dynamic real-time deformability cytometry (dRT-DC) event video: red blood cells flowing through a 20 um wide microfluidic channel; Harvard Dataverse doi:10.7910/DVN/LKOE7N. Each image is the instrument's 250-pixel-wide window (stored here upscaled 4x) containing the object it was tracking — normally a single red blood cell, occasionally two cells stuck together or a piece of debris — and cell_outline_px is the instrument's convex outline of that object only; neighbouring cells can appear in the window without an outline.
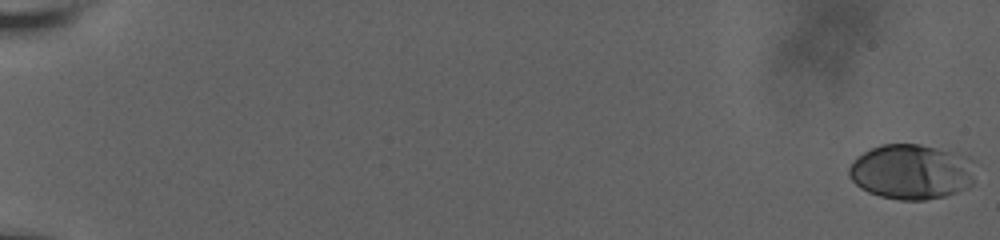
{"species": "human", "species_latin": "Homo sapiens", "temperature_condition": "room temperature", "stored_images_in_passage": 59, "camera_frame_rate_fps": 3000, "um_per_image_px": 0.085, "donor": {"sex": "male"}, "frame": {"image": 1, "passage_image": 1, "time_ms": 0.0, "image_size_px": [1000, 240], "cell_outline_px": [[972, 184], [968, 188], [944, 196], [924, 200], [900, 200], [880, 196], [868, 192], [860, 188], [848, 176], [848, 168], [856, 156], [880, 144], [920, 144], [968, 156], [972, 160]], "centroid_in_image_um": [77.43, 14.6], "position_along_channel_um": 7.6, "area_um2": 40.58}}
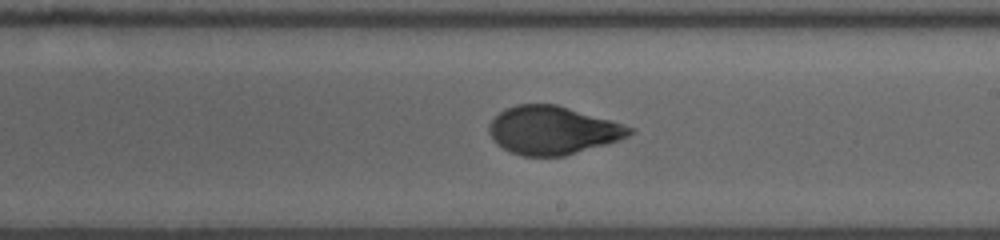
{"frame": {"image": 2, "passage_image": 39, "time_ms": 12.667, "image_size_px": [1000, 240], "cell_outline_px": [[636, 132], [620, 140], [564, 156], [524, 156], [512, 152], [496, 144], [488, 132], [488, 128], [492, 120], [504, 108], [516, 104], [556, 104], [636, 128]], "centroid_in_image_um": [46.98, 11.07], "position_along_channel_um": 242.0, "area_um2": 39.36}}
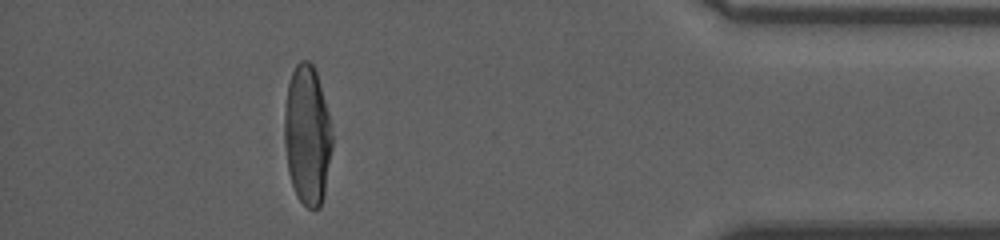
{"frame": {"image": 3, "passage_image": 56, "time_ms": 18.333, "image_size_px": [1000, 240], "cell_outline_px": [[332, 148], [324, 196], [320, 208], [308, 208], [300, 200], [292, 184], [288, 172], [284, 144], [284, 112], [288, 84], [292, 72], [296, 64], [300, 60], [308, 60], [312, 64], [316, 72], [328, 112], [332, 136]], "centroid_in_image_um": [26.11, 11.49], "position_along_channel_um": 409.1, "area_um2": 38.78}}